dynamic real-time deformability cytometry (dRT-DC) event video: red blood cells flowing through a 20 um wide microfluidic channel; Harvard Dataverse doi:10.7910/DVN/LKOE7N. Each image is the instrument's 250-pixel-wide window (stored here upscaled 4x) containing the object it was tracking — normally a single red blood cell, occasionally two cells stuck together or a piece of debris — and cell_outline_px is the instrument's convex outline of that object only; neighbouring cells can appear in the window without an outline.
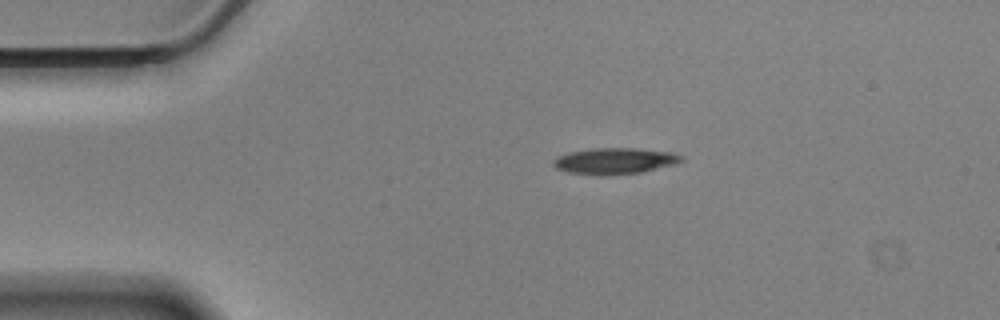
{"species": "Egyptian fruit bat (a non-hibernating species)", "species_latin": "Rousettus aegyptiacus", "temperature_condition": "cold", "stored_images_in_passage": 46, "camera_frame_rate_fps": 3000, "um_per_image_px": 0.085, "animal": {"sex": "male"}, "frame": {"image": 1, "passage_image": 1, "time_ms": 0.0, "image_size_px": [1000, 320], "cell_outline_px": [[684, 160], [676, 164], [640, 172], [600, 176], [568, 172], [556, 168], [552, 164], [552, 160], [556, 156], [568, 152], [592, 148], [636, 148], [672, 152], [684, 156]], "centroid_in_image_um": [52.23, 13.67], "position_along_channel_um": 32.8, "area_um2": 19.77}}
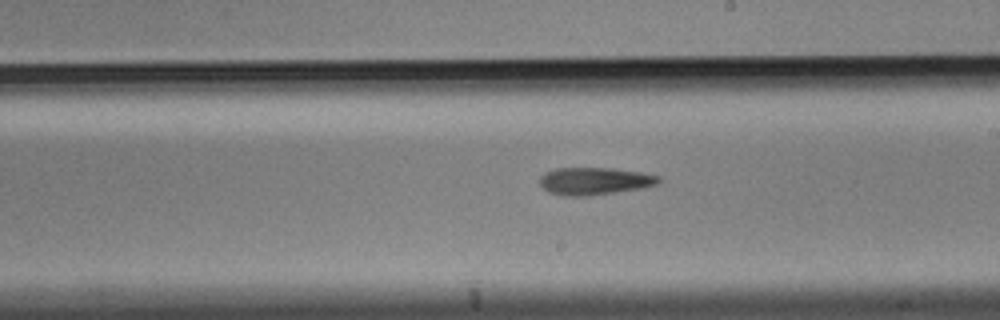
{"frame": {"image": 2, "passage_image": 22, "time_ms": 7.0, "image_size_px": [1000, 320], "cell_outline_px": [[660, 184], [644, 188], [588, 196], [560, 196], [548, 192], [540, 184], [540, 176], [544, 172], [556, 168], [608, 168], [640, 172], [660, 176]], "centroid_in_image_um": [50.53, 15.4], "position_along_channel_um": 238.5, "area_um2": 19.19}}
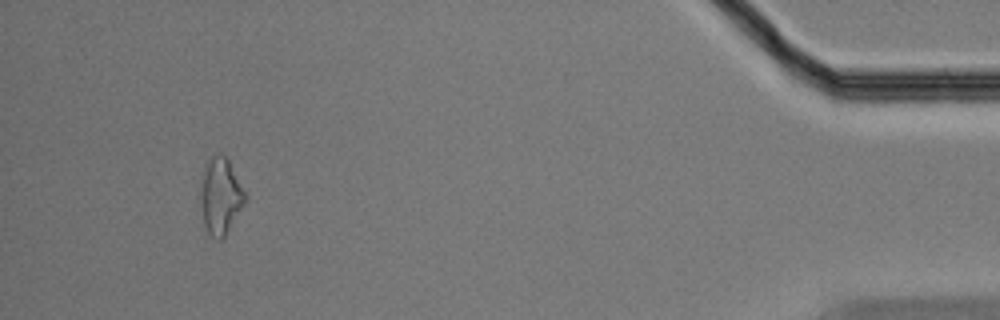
{"frame": {"image": 3, "passage_image": 43, "time_ms": 14.0, "image_size_px": [1000, 320], "cell_outline_px": [[248, 196], [244, 204], [224, 236], [220, 240], [216, 240], [208, 232], [204, 224], [200, 204], [200, 176], [204, 164], [212, 156], [220, 152], [228, 160]], "centroid_in_image_um": [18.71, 16.63], "position_along_channel_um": 416.5, "area_um2": 20.0}, "authors_computed_cell_mechanics": {"area_um2": 19.1896, "velocity_mm_per_s": 3.5313, "shape_relaxation_time_tau1_ms": 5.9586, "shape_relaxation_time_tau2_ms": null, "deformation_change_tau1": 0.1433, "deformation_change_tau2": null}}